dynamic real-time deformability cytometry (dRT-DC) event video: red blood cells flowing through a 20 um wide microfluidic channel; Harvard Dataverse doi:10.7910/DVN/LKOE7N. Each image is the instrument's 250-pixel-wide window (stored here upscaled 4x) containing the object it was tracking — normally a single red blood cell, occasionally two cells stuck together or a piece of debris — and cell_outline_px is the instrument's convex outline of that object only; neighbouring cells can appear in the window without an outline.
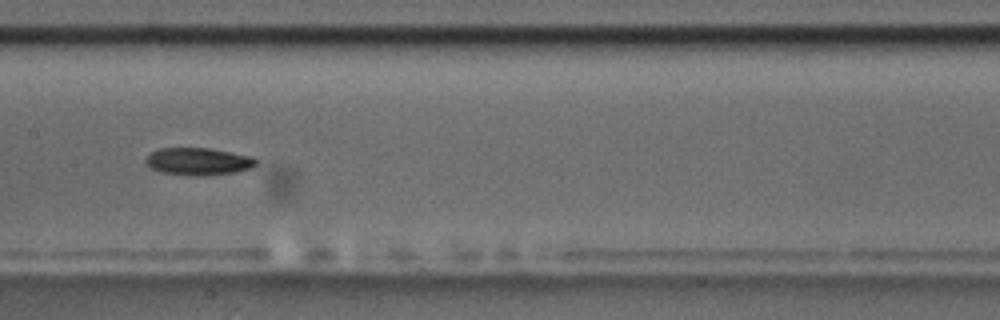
{"species": "common noctule bat (a hibernating species)", "species_latin": "Nyctalus noctula", "temperature_condition": "room temperature", "stored_images_in_passage": 13, "camera_frame_rate_fps": 3000, "um_per_image_px": 0.085, "animal": {"sex": "male", "body_mass_g": 17.5, "forearm_length_mm": 52.3}, "frame": {"image": 1, "passage_image": 8, "time_ms": 9.0, "image_size_px": [1000, 320], "cell_outline_px": [[256, 164], [252, 168], [236, 172], [204, 176], [200, 176], [164, 172], [152, 168], [144, 160], [152, 152], [160, 148], [208, 148], [232, 152], [252, 156], [256, 160]], "centroid_in_image_um": [16.91, 13.71], "position_along_channel_um": 190.5, "area_um2": 17.4}}
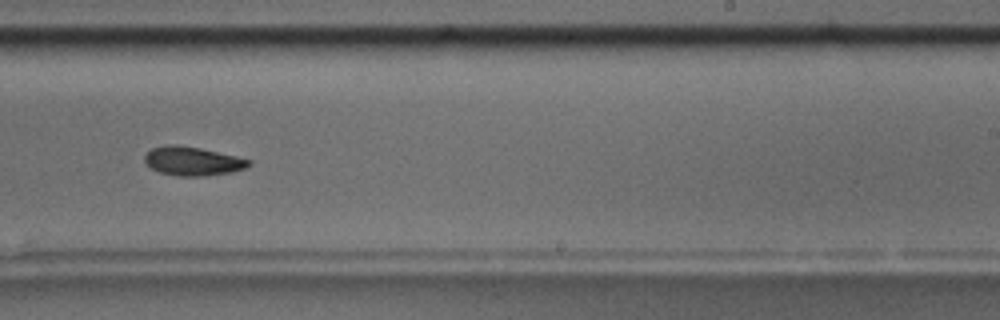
{"frame": {"image": 2, "passage_image": 10, "time_ms": 11.333, "image_size_px": [1000, 320], "cell_outline_px": [[252, 164], [244, 168], [232, 172], [208, 176], [180, 176], [160, 172], [152, 168], [144, 160], [144, 156], [152, 148], [164, 144], [172, 144], [200, 148], [236, 156], [252, 160]], "centroid_in_image_um": [16.39, 13.69], "position_along_channel_um": 272.6, "area_um2": 17.46}, "authors_computed_cell_mechanics": {"area_um2": 17.34, "velocity_mm_per_s": 3.5247, "shape_relaxation_time_tau1_ms": 2.4494, "shape_relaxation_time_tau2_ms": null, "deformation_change_tau1": 0.0818, "deformation_change_tau2": null}}